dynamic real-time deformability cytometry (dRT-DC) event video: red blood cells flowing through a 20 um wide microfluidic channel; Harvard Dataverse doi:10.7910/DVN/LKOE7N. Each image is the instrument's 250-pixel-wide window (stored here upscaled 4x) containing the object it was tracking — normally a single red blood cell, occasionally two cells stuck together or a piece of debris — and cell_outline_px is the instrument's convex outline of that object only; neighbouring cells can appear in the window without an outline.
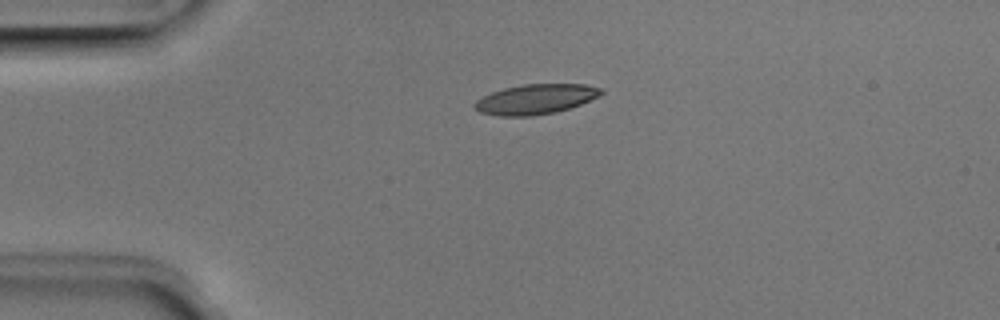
{"species": "Egyptian fruit bat (a non-hibernating species)", "species_latin": "Rousettus aegyptiacus", "temperature_condition": "room temperature", "stored_images_in_passage": 5, "camera_frame_rate_fps": 3000, "um_per_image_px": 0.085, "animal": {"sex": "male"}, "frame": {"image": 1, "passage_image": 1, "time_ms": 0.0, "image_size_px": [1000, 320], "cell_outline_px": [[604, 92], [580, 104], [556, 112], [532, 116], [500, 116], [480, 112], [472, 108], [472, 104], [476, 100], [492, 92], [504, 88], [524, 84], [584, 84], [600, 88]], "centroid_in_image_um": [45.46, 8.43], "position_along_channel_um": 39.5, "area_um2": 21.91}}
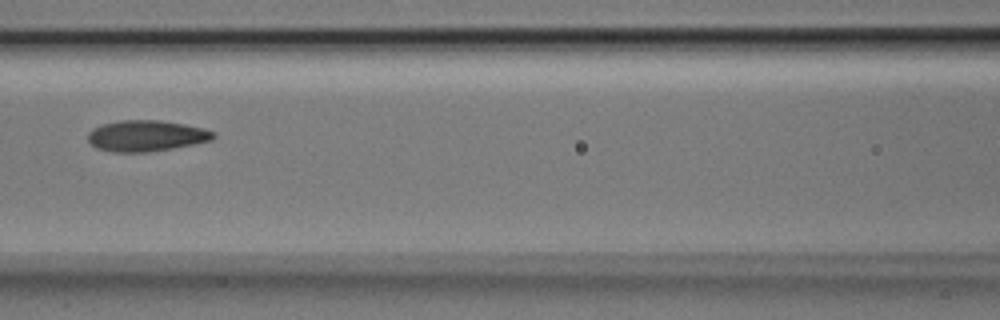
{"frame": {"image": 2, "passage_image": 4, "time_ms": 1.0, "image_size_px": [1000, 320], "cell_outline_px": [[216, 136], [212, 140], [172, 148], [148, 152], [112, 152], [96, 148], [88, 140], [88, 132], [92, 128], [100, 124], [120, 120], [160, 120], [184, 124], [204, 128], [216, 132]], "centroid_in_image_um": [12.42, 11.53], "position_along_channel_um": 154.2, "area_um2": 22.83}}
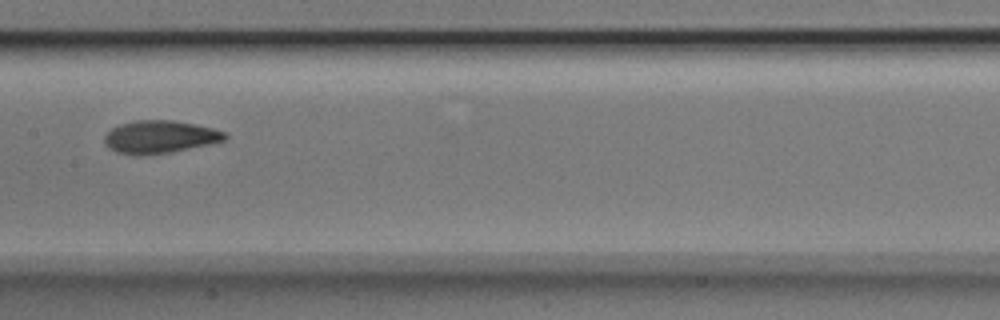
{"frame": {"image": 3, "passage_image": 5, "time_ms": 1.333, "image_size_px": [1000, 320], "cell_outline_px": [[228, 136], [224, 140], [208, 144], [172, 152], [140, 156], [132, 156], [116, 152], [108, 148], [104, 144], [104, 136], [112, 128], [120, 124], [136, 120], [172, 120], [196, 124], [228, 132]], "centroid_in_image_um": [13.56, 11.65], "position_along_channel_um": 193.8, "area_um2": 23.24}}